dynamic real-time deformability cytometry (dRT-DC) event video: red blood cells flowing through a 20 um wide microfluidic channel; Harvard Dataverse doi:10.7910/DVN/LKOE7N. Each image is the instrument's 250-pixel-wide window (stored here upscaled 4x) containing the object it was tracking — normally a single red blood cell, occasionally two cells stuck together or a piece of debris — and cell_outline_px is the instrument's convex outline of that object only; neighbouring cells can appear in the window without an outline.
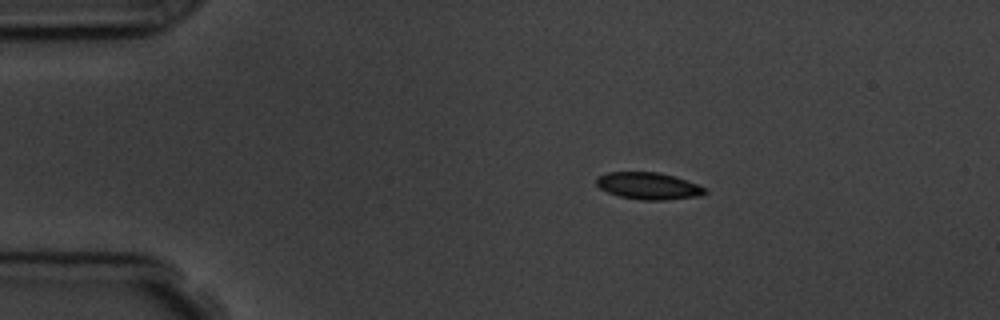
{"species": "common noctule bat (a hibernating species)", "species_latin": "Nyctalus noctula", "temperature_condition": "room temperature", "stored_images_in_passage": 9, "camera_frame_rate_fps": 3000, "um_per_image_px": 0.085, "animal": {"sex": "male", "body_mass_g": 19.5, "forearm_length_mm": 54.6}, "frame": {"image": 1, "passage_image": 3, "time_ms": 2.333, "image_size_px": [1000, 320], "cell_outline_px": [[708, 192], [696, 196], [668, 200], [640, 200], [620, 196], [608, 192], [600, 188], [596, 184], [596, 176], [608, 172], [660, 172], [696, 184], [704, 188]], "centroid_in_image_um": [55.06, 15.8], "position_along_channel_um": 29.9, "area_um2": 16.88}}
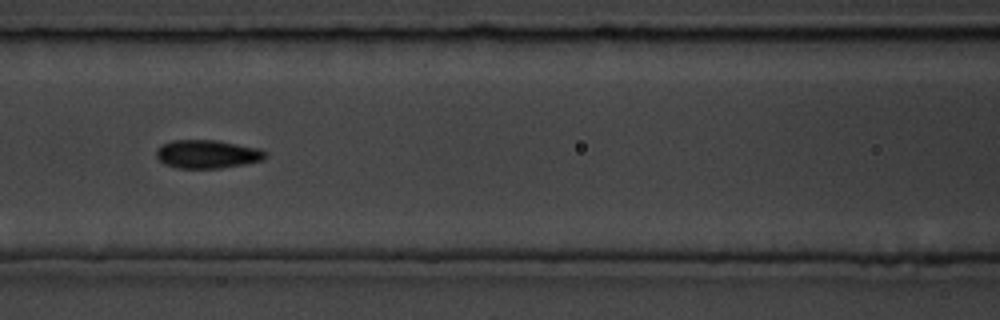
{"frame": {"image": 2, "passage_image": 7, "time_ms": 7.0, "image_size_px": [1000, 320], "cell_outline_px": [[268, 156], [264, 160], [244, 164], [220, 168], [176, 168], [164, 164], [156, 156], [156, 148], [160, 144], [172, 140], [216, 140], [260, 148], [268, 152]], "centroid_in_image_um": [17.63, 13.09], "position_along_channel_um": 149.0, "area_um2": 18.32}}